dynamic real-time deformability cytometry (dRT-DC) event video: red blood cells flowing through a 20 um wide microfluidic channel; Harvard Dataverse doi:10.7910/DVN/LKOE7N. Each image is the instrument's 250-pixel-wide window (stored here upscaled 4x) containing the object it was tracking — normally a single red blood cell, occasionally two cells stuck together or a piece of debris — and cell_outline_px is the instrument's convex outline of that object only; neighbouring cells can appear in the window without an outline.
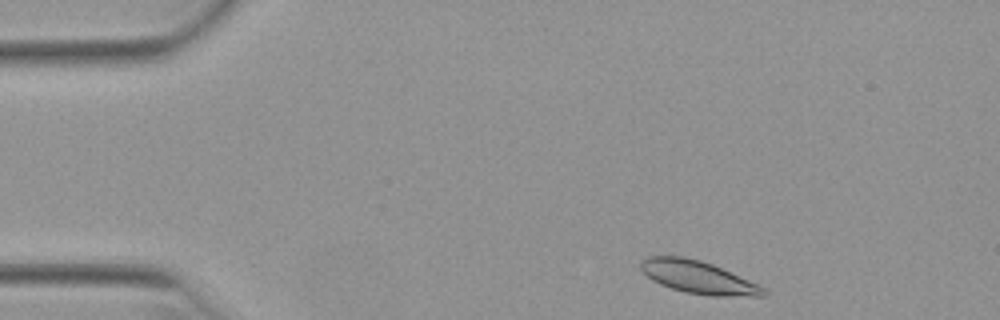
{"species": "Egyptian fruit bat (a non-hibernating species)", "species_latin": "Rousettus aegyptiacus", "temperature_condition": "warm", "stored_images_in_passage": 47, "camera_frame_rate_fps": 3000, "um_per_image_px": 0.085, "animal": {"sex": "female"}, "frame": {"image": 1, "passage_image": 2, "time_ms": 0.333, "image_size_px": [1000, 320], "cell_outline_px": [[768, 296], [712, 296], [684, 292], [660, 284], [652, 280], [640, 268], [640, 260], [648, 256], [684, 256], [700, 260], [712, 264], [756, 284], [764, 288], [768, 292]], "centroid_in_image_um": [59.31, 23.56], "position_along_channel_um": 25.7, "area_um2": 23.18}}
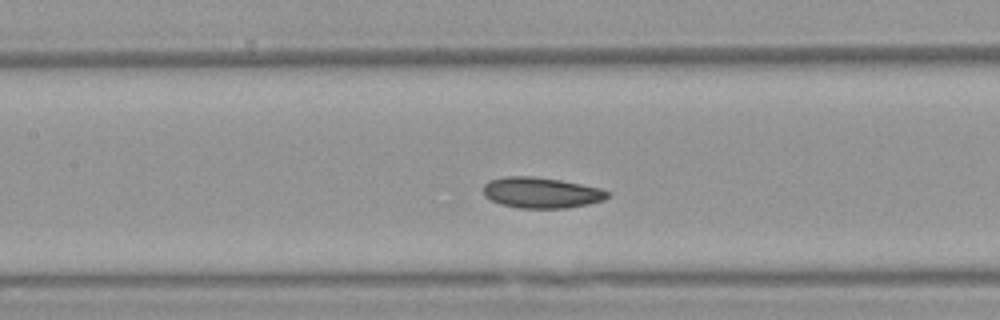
{"frame": {"image": 2, "passage_image": 18, "time_ms": 5.667, "image_size_px": [1000, 320], "cell_outline_px": [[612, 192], [604, 200], [588, 204], [568, 208], [520, 208], [500, 204], [484, 196], [484, 184], [488, 180], [504, 176], [532, 176], [560, 180], [600, 188]], "centroid_in_image_um": [46.01, 16.37], "position_along_channel_um": 161.4, "area_um2": 22.37}}
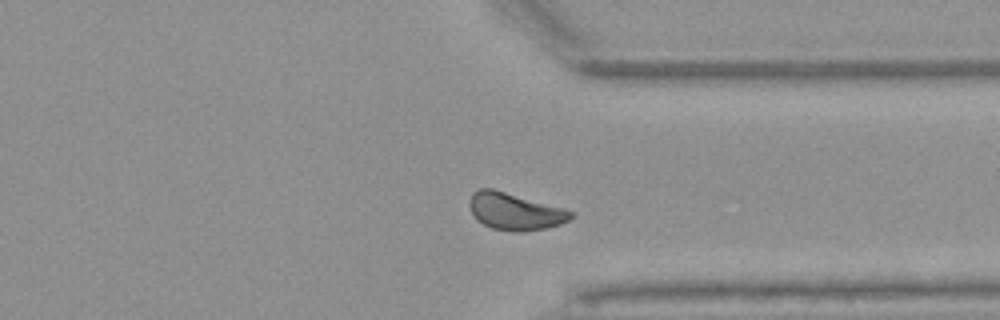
{"frame": {"image": 3, "passage_image": 34, "time_ms": 11.0, "image_size_px": [1000, 320], "cell_outline_px": [[576, 216], [572, 220], [548, 228], [524, 232], [512, 232], [492, 228], [476, 220], [468, 204], [468, 200], [472, 192], [480, 188], [492, 188], [564, 208], [576, 212]], "centroid_in_image_um": [43.8, 17.98], "position_along_channel_um": 367.6, "area_um2": 22.37}}